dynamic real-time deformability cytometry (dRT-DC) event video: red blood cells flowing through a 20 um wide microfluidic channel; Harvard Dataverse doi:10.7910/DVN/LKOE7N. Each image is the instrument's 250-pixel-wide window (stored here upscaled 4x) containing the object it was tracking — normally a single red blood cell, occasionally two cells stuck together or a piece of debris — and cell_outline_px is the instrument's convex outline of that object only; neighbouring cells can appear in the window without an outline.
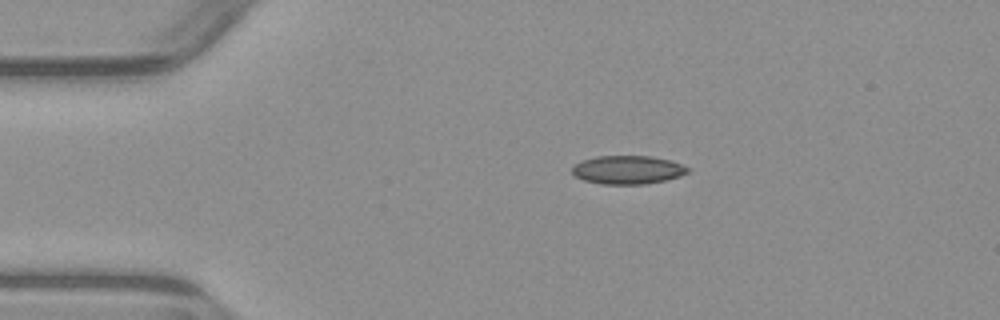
{"species": "common noctule bat (a hibernating species)", "species_latin": "Nyctalus noctula", "temperature_condition": "warm", "stored_images_in_passage": 5, "camera_frame_rate_fps": 3000, "um_per_image_px": 0.085, "animal": {"sex": "male", "body_mass_g": 23.1, "forearm_length_mm": 52.7}, "frame": {"image": 1, "passage_image": 3, "time_ms": 2.333, "image_size_px": [1000, 320], "cell_outline_px": [[692, 168], [688, 172], [680, 176], [664, 180], [644, 184], [604, 184], [584, 180], [576, 176], [572, 172], [572, 168], [580, 160], [596, 156], [652, 156], [672, 160]], "centroid_in_image_um": [53.39, 14.42], "position_along_channel_um": 31.6, "area_um2": 19.25}}
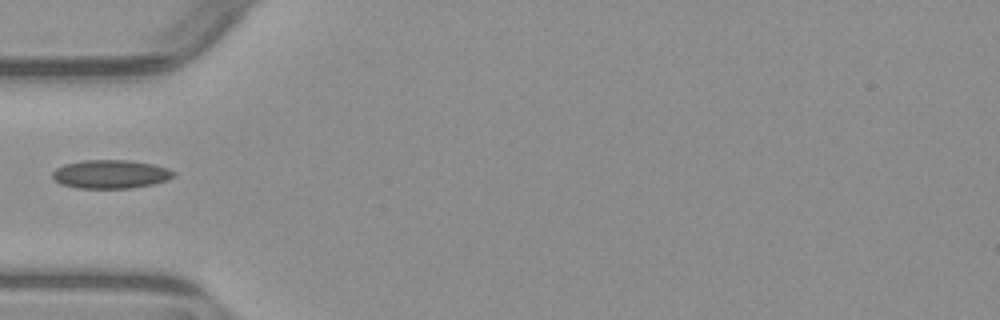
{"frame": {"image": 2, "passage_image": 5, "time_ms": 4.667, "image_size_px": [1000, 320], "cell_outline_px": [[176, 176], [168, 180], [152, 184], [132, 188], [76, 188], [60, 184], [52, 176], [52, 172], [56, 168], [64, 164], [84, 160], [132, 160], [152, 164], [168, 168], [176, 172]], "centroid_in_image_um": [9.43, 14.8], "position_along_channel_um": 75.6, "area_um2": 20.35}}